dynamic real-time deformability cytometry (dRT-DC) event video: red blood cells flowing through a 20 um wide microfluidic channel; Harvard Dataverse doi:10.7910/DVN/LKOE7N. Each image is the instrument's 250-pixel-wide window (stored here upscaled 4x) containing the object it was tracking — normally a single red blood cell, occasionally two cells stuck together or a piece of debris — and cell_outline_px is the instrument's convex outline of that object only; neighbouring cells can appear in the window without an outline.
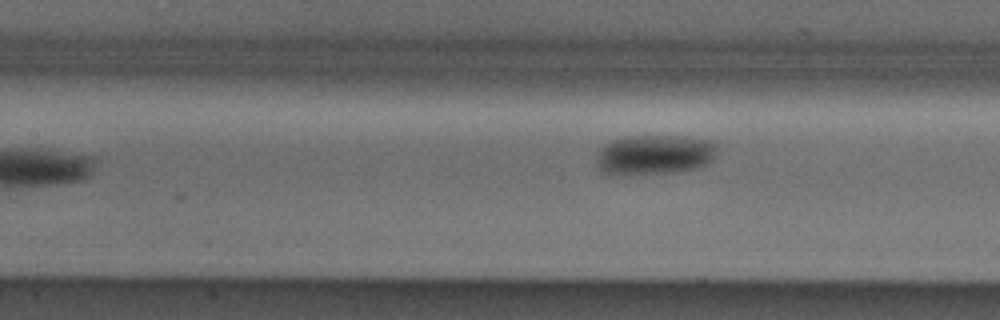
{"species": "Egyptian fruit bat (a non-hibernating species)", "species_latin": "Rousettus aegyptiacus", "temperature_condition": "cold", "stored_images_in_passage": 7, "camera_frame_rate_fps": 3000, "um_per_image_px": 0.085, "animal": {"sex": "male"}, "frame": {"image": 1, "passage_image": 7, "time_ms": 2.0, "image_size_px": [1000, 320], "cell_outline_px": [[716, 156], [708, 164], [696, 168], [676, 172], [604, 172], [596, 164], [596, 152], [604, 144], [612, 140], [624, 136], [684, 136], [716, 140]], "centroid_in_image_um": [55.7, 13.09], "position_along_channel_um": 151.7, "area_um2": 27.8}}